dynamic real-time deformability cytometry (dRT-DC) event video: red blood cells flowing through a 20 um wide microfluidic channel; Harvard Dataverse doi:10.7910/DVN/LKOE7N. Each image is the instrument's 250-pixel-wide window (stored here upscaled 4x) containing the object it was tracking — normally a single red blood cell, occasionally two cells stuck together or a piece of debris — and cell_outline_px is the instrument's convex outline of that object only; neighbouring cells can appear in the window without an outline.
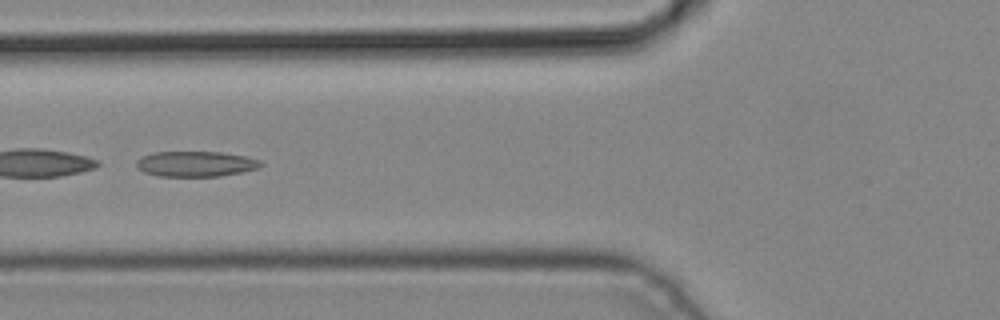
{"species": "common noctule bat (a hibernating species)", "species_latin": "Nyctalus noctula", "temperature_condition": "cold", "stored_images_in_passage": 6, "segment_of_instrument_passage": [2, 2], "camera_frame_rate_fps": 3000, "um_per_image_px": 0.085, "animal": {"sex": "male", "body_mass_g": 19.2, "forearm_length_mm": 51.8}, "frame": {"image": 1, "passage_image": 5, "time_ms": 1.333, "image_size_px": [1000, 320], "cell_outline_px": [[264, 164], [256, 168], [240, 172], [220, 176], [160, 176], [144, 172], [136, 168], [136, 160], [140, 156], [152, 152], [220, 152], [244, 156], [260, 160]], "centroid_in_image_um": [16.57, 13.92], "position_along_channel_um": 109.2, "area_um2": 18.38}}
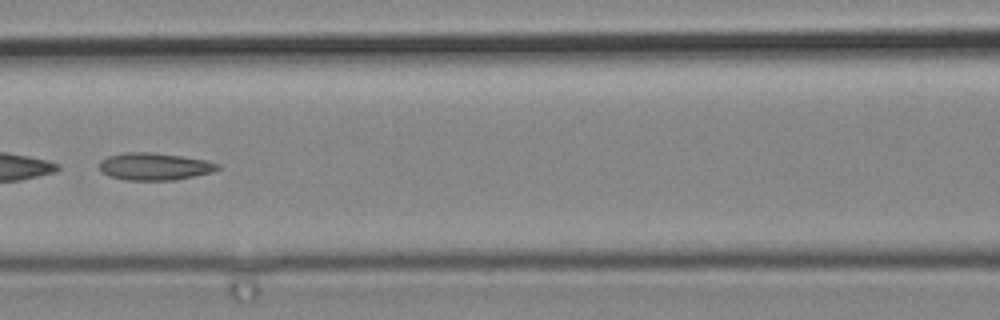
{"frame": {"image": 2, "passage_image": 6, "time_ms": 1.667, "image_size_px": [1000, 320], "cell_outline_px": [[220, 168], [212, 172], [176, 180], [128, 180], [108, 176], [100, 168], [100, 160], [108, 156], [124, 152], [148, 152], [180, 156], [204, 160], [220, 164]], "centroid_in_image_um": [13.13, 14.15], "position_along_channel_um": 153.5, "area_um2": 18.67}}